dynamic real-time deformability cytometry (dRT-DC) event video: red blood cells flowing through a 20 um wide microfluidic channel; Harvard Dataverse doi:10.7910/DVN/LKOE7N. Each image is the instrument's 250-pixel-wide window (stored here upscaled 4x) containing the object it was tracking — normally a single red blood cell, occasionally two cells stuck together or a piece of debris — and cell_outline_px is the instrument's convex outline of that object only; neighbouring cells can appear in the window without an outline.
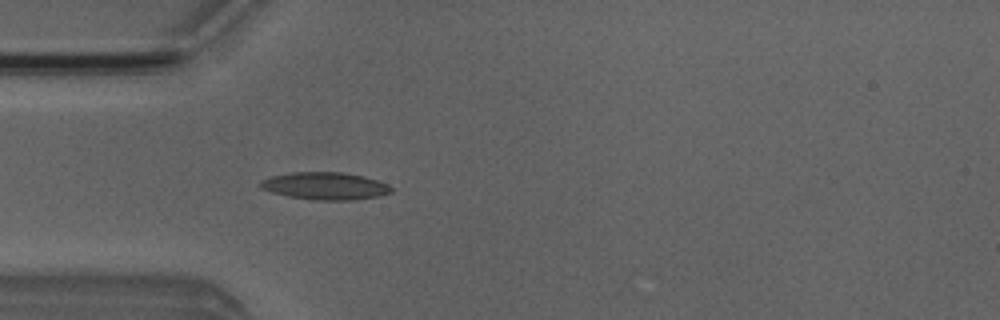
{"species": "Egyptian fruit bat (a non-hibernating species)", "species_latin": "Rousettus aegyptiacus", "temperature_condition": "room temperature", "stored_images_in_passage": 4, "camera_frame_rate_fps": 3000, "um_per_image_px": 0.085, "animal": {"sex": "male"}, "frame": {"image": 1, "passage_image": 4, "time_ms": 3.333, "image_size_px": [1000, 320], "cell_outline_px": [[392, 192], [380, 196], [356, 200], [312, 200], [288, 196], [272, 192], [260, 188], [260, 184], [264, 180], [272, 176], [292, 172], [340, 172], [364, 176], [388, 184], [392, 188]], "centroid_in_image_um": [27.68, 15.81], "position_along_channel_um": 57.3, "area_um2": 20.87}}